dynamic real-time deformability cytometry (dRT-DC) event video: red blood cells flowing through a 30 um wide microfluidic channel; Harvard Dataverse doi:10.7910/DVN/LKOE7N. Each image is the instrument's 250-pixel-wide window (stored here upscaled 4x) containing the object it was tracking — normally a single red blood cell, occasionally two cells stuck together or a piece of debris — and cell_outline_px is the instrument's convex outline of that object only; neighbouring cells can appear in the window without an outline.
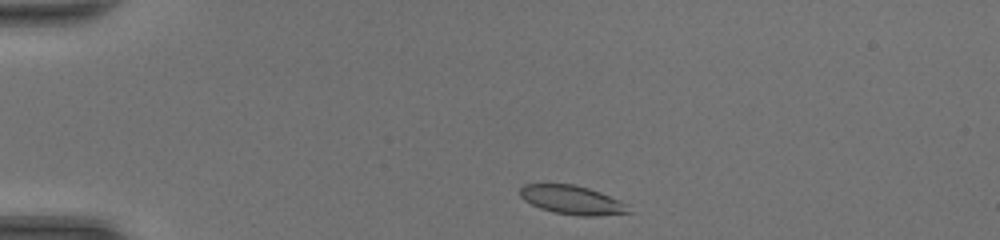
{"species": "common noctule bat (a hibernating species)", "species_latin": "Nyctalus noctula", "temperature_condition": "room temperature", "stored_images_in_passage": 33, "camera_frame_rate_fps": 3000, "um_per_image_px": 0.085, "animal": {"sex": "female", "body_mass_g": 20.0, "forearm_length_mm": 54.0}, "frame": {"image": 1, "passage_image": 1, "time_ms": 0.0, "image_size_px": [1000, 240], "cell_outline_px": [[632, 212], [596, 216], [580, 216], [552, 212], [540, 208], [524, 200], [520, 196], [520, 188], [524, 184], [572, 184], [588, 188], [600, 192], [620, 200]], "centroid_in_image_um": [48.6, 17.0], "position_along_channel_um": 36.4, "area_um2": 18.09}}
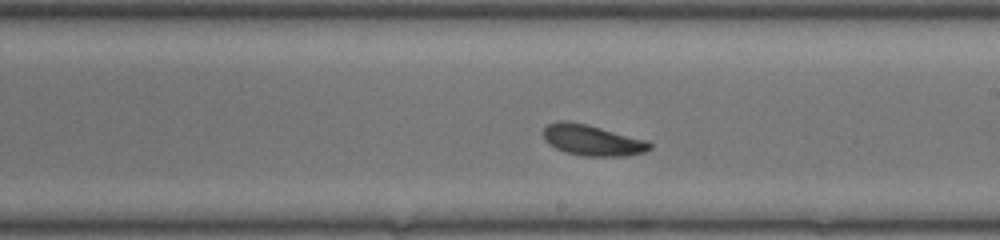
{"frame": {"image": 2, "passage_image": 19, "time_ms": 6.0, "image_size_px": [1000, 240], "cell_outline_px": [[652, 148], [644, 152], [628, 156], [580, 156], [564, 152], [548, 144], [544, 140], [544, 128], [548, 124], [556, 120], [564, 120], [588, 124], [648, 140], [652, 144]], "centroid_in_image_um": [50.35, 11.92], "position_along_channel_um": 238.7, "area_um2": 19.48}}
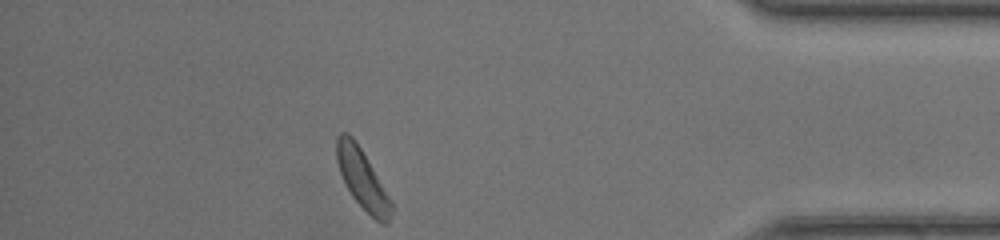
{"frame": {"image": 3, "passage_image": 33, "time_ms": 10.667, "image_size_px": [1000, 240], "cell_outline_px": [[392, 208], [388, 224], [380, 224], [352, 196], [344, 184], [336, 160], [336, 136], [340, 132], [348, 132], [352, 136], [360, 148], [392, 200]], "centroid_in_image_um": [30.78, 15.21], "position_along_channel_um": 404.4, "area_um2": 18.79}, "authors_computed_cell_mechanics": {"area_um2": 19.0162, "velocity_mm_per_s": 4.3303, "shape_relaxation_time_tau1_ms": 2.1553, "shape_relaxation_time_tau2_ms": null, "deformation_change_tau1": 0.0731, "deformation_change_tau2": null}}